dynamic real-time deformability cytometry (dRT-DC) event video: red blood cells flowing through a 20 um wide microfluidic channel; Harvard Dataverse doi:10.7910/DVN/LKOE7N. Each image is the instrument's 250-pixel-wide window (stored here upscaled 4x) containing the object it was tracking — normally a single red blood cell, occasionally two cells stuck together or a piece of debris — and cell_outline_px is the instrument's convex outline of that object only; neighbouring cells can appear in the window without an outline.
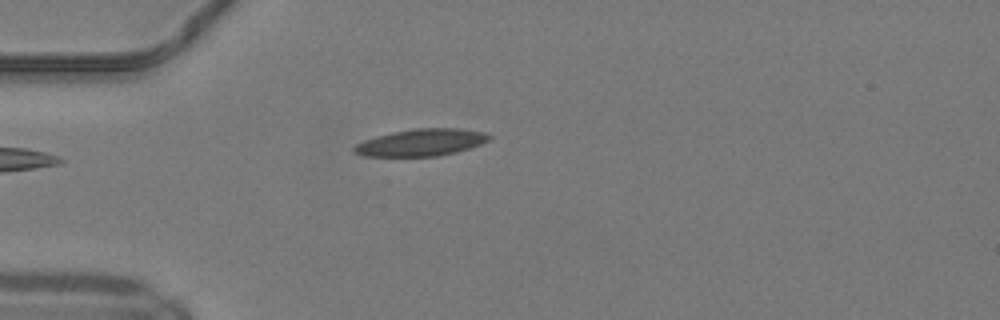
{"species": "common noctule bat (a hibernating species)", "species_latin": "Nyctalus noctula", "temperature_condition": "warm", "stored_images_in_passage": 34, "camera_frame_rate_fps": 3000, "um_per_image_px": 0.085, "animal": {"sex": "male", "body_mass_g": 19.2, "forearm_length_mm": 51.8}, "frame": {"image": 1, "passage_image": 1, "time_ms": 0.0, "image_size_px": [1000, 320], "cell_outline_px": [[492, 136], [488, 140], [480, 144], [456, 152], [436, 156], [364, 156], [352, 152], [352, 148], [356, 144], [364, 140], [376, 136], [392, 132], [416, 128], [456, 128], [484, 132]], "centroid_in_image_um": [35.76, 12.11], "position_along_channel_um": 49.2, "area_um2": 21.15}}
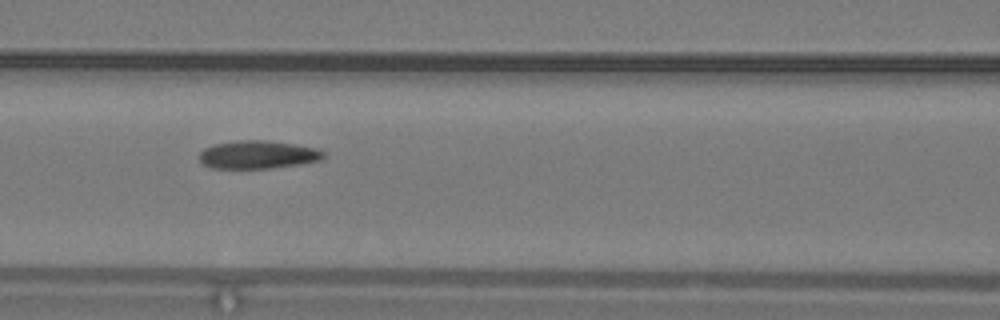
{"frame": {"image": 2, "passage_image": 9, "time_ms": 2.667, "image_size_px": [1000, 320], "cell_outline_px": [[324, 156], [320, 160], [300, 164], [272, 168], [212, 168], [204, 164], [200, 160], [200, 152], [204, 148], [216, 144], [240, 140], [264, 140], [292, 144], [316, 148], [324, 152]], "centroid_in_image_um": [21.91, 13.15], "position_along_channel_um": 144.7, "area_um2": 20.06}}
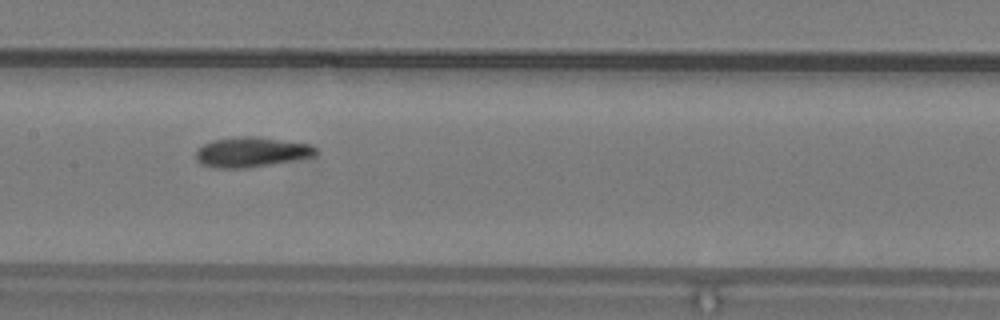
{"frame": {"image": 3, "passage_image": 12, "time_ms": 3.667, "image_size_px": [1000, 320], "cell_outline_px": [[316, 156], [244, 168], [216, 168], [200, 164], [196, 160], [196, 152], [204, 144], [212, 140], [244, 136], [256, 136], [312, 144], [316, 148]], "centroid_in_image_um": [21.37, 12.92], "position_along_channel_um": 186.0, "area_um2": 20.81}, "authors_computed_cell_mechanics": {"area_um2": 20.5768, "velocity_mm_per_s": 4.1483, "shape_relaxation_time_tau1_ms": 9.5479, "shape_relaxation_time_tau2_ms": 2.1166, "deformation_change_tau1": 0.2265, "deformation_change_tau2": 0.0923}}